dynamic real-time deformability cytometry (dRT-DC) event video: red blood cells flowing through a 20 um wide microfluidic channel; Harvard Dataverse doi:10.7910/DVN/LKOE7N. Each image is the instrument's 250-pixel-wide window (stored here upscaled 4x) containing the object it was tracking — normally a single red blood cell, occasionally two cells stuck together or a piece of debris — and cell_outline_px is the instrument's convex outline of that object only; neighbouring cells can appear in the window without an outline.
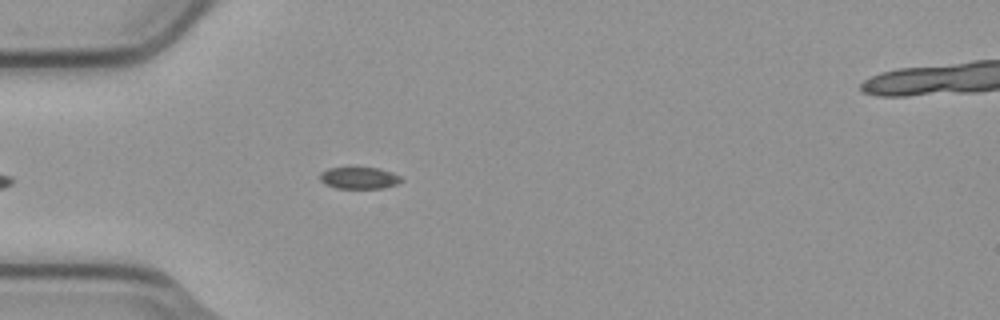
{"species": "common noctule bat (a hibernating species)", "species_latin": "Nyctalus noctula", "temperature_condition": "cold", "stored_images_in_passage": 5, "camera_frame_rate_fps": 3000, "um_per_image_px": 0.085, "animal": {"sex": "male", "body_mass_g": 23.1, "forearm_length_mm": 52.7}, "frame": {"image": 1, "passage_image": 4, "time_ms": 1.0, "image_size_px": [1000, 320], "cell_outline_px": [[404, 180], [396, 184], [384, 188], [336, 188], [324, 184], [320, 180], [320, 172], [328, 168], [380, 168], [392, 172], [400, 176]], "centroid_in_image_um": [30.53, 15.13], "position_along_channel_um": 54.5, "area_um2": 10.35}}